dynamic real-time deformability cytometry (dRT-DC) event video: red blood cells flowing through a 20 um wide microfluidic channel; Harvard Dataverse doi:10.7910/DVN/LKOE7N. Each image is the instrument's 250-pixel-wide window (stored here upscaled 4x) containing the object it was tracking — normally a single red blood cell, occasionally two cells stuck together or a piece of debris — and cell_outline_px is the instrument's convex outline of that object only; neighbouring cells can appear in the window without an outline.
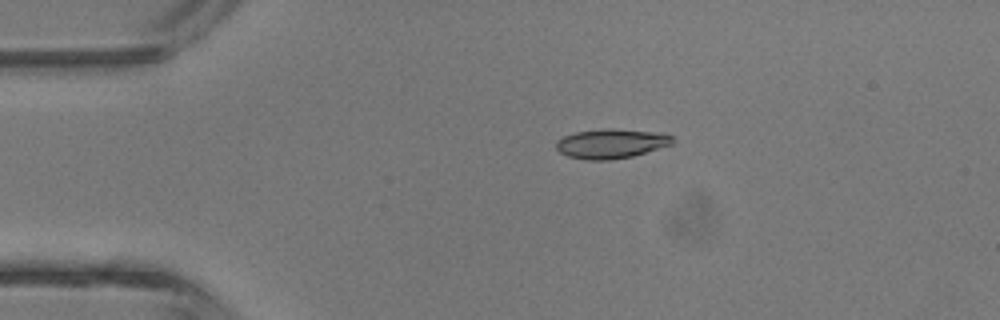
{"species": "common noctule bat (a hibernating species)", "species_latin": "Nyctalus noctula", "temperature_condition": "room temperature", "stored_images_in_passage": 5, "camera_frame_rate_fps": 3000, "um_per_image_px": 0.085, "animal": {"sex": "male", "body_mass_g": 13.3}, "frame": {"image": 1, "passage_image": 5, "time_ms": 5.667, "image_size_px": [1000, 320], "cell_outline_px": [[672, 144], [632, 156], [612, 160], [584, 160], [568, 156], [560, 152], [556, 148], [556, 140], [564, 136], [576, 132], [600, 128], [612, 128], [652, 132], [672, 136]], "centroid_in_image_um": [51.88, 12.21], "position_along_channel_um": 33.1, "area_um2": 19.88}}